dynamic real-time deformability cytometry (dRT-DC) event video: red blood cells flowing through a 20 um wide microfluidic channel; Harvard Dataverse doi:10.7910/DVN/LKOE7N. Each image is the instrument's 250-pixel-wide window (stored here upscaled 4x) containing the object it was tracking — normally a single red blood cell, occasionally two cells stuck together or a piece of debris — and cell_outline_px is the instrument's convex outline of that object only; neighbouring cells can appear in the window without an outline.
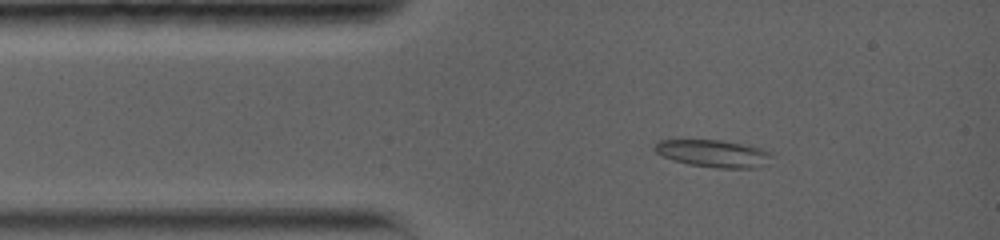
{"species": "common noctule bat (a hibernating species)", "species_latin": "Nyctalus noctula", "temperature_condition": "warm", "stored_images_in_passage": 32, "camera_frame_rate_fps": 5000, "um_per_image_px": 0.085, "animal": {"sex": "female", "body_mass_g": 19.0, "forearm_length_mm": 56.7}, "frame": {"image": 1, "passage_image": 4, "time_ms": 1.6, "image_size_px": [1000, 240], "cell_outline_px": [[772, 156], [760, 168], [716, 168], [688, 164], [672, 160], [656, 152], [652, 148], [660, 140], [720, 140], [740, 144], [756, 148], [768, 152]], "centroid_in_image_um": [60.58, 13.06], "position_along_channel_um": 24.4, "area_um2": 18.26}}
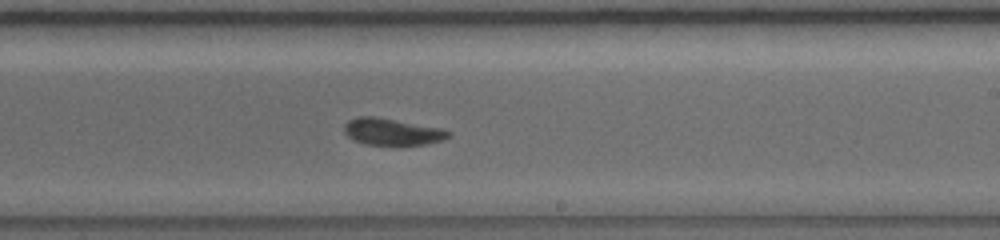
{"frame": {"image": 2, "passage_image": 20, "time_ms": 8.4, "image_size_px": [1000, 240], "cell_outline_px": [[452, 136], [444, 140], [428, 144], [368, 144], [352, 140], [344, 132], [344, 124], [348, 120], [356, 116], [376, 116], [444, 128], [452, 132]], "centroid_in_image_um": [33.37, 11.18], "position_along_channel_um": 255.6, "area_um2": 16.53}}
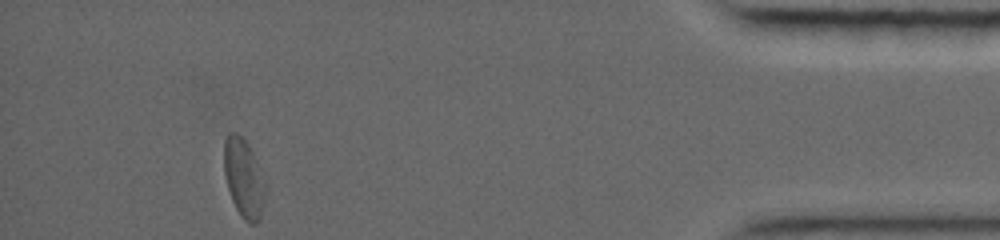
{"frame": {"image": 3, "passage_image": 32, "time_ms": 14.4, "image_size_px": [1000, 240], "cell_outline_px": [[264, 192], [260, 220], [256, 224], [248, 224], [244, 220], [236, 208], [232, 200], [228, 188], [224, 172], [224, 140], [228, 132], [236, 132], [248, 144], [252, 152], [264, 180]], "centroid_in_image_um": [20.69, 15.14], "position_along_channel_um": 414.5, "area_um2": 18.61}, "authors_computed_cell_mechanics": {"area_um2": 17.1088, "velocity_mm_per_s": 3.7701, "shape_relaxation_time_tau1_ms": 5.3796, "shape_relaxation_time_tau2_ms": 5.9281, "deformation_change_tau1": 0.1313, "deformation_change_tau2": 0.1001}}